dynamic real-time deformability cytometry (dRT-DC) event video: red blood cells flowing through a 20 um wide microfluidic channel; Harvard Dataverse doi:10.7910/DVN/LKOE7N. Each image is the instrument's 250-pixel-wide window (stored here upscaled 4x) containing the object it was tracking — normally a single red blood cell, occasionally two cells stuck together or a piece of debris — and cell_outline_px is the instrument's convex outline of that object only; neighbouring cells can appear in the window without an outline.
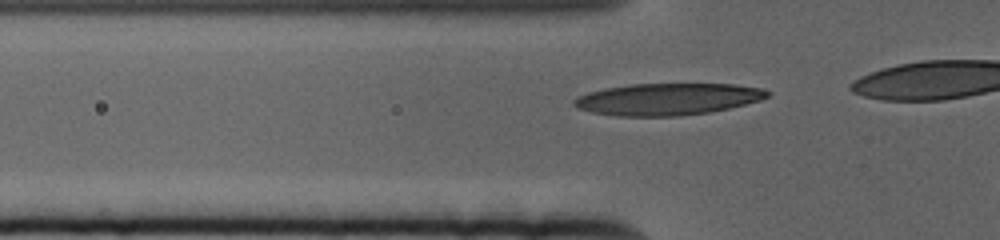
{"species": "human", "species_latin": "Homo sapiens", "temperature_condition": "cold", "stored_images_in_passage": 21, "camera_frame_rate_fps": 3000, "um_per_image_px": 0.085, "donor": {"sex": "female"}, "frame": {"image": 1, "passage_image": 14, "time_ms": 4.333, "image_size_px": [1000, 240], "cell_outline_px": [[772, 92], [768, 96], [760, 100], [728, 108], [708, 112], [676, 116], [616, 116], [592, 112], [576, 108], [572, 104], [572, 100], [588, 92], [604, 88], [632, 84], [732, 84], [764, 88]], "centroid_in_image_um": [56.73, 8.42], "position_along_channel_um": 69.1, "area_um2": 35.84}}
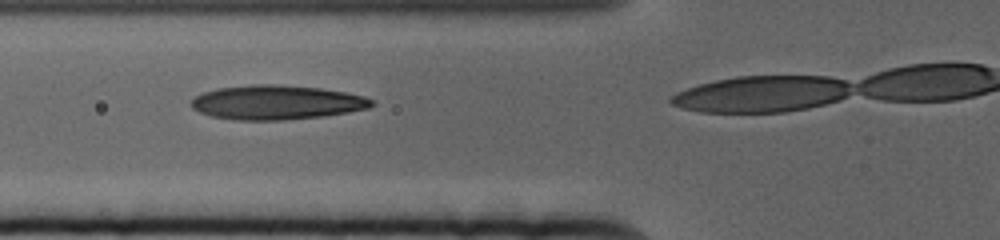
{"frame": {"image": 2, "passage_image": 17, "time_ms": 5.333, "image_size_px": [1000, 240], "cell_outline_px": [[376, 104], [368, 108], [348, 112], [324, 116], [284, 120], [240, 120], [212, 116], [200, 112], [192, 108], [188, 104], [196, 96], [204, 92], [216, 88], [252, 84], [276, 84], [320, 88], [344, 92], [364, 96], [376, 100]], "centroid_in_image_um": [23.52, 8.7], "position_along_channel_um": 102.3, "area_um2": 36.24}}